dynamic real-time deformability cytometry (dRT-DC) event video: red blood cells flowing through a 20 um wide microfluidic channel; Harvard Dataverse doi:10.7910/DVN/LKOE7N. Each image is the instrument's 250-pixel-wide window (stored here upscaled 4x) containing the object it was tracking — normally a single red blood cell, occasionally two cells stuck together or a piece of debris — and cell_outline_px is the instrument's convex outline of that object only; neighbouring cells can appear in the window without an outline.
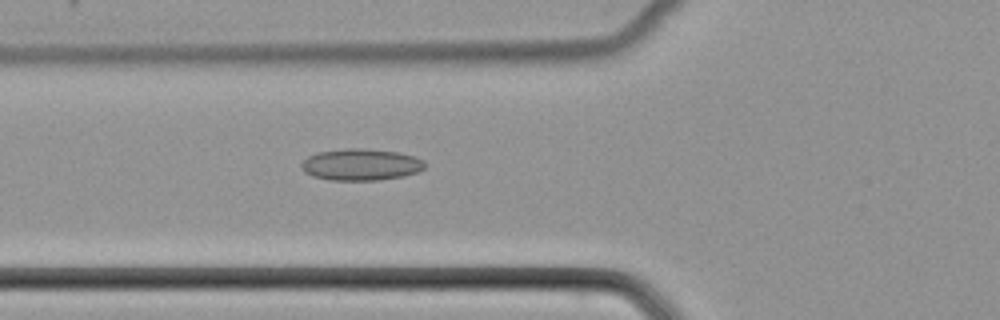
{"species": "common noctule bat (a hibernating species)", "species_latin": "Nyctalus noctula", "temperature_condition": "cold", "stored_images_in_passage": 32, "camera_frame_rate_fps": 3000, "um_per_image_px": 0.085, "animal": {"sex": "female", "body_mass_g": 22.7, "forearm_length_mm": 54.2}, "frame": {"image": 1, "passage_image": 12, "time_ms": 3.667, "image_size_px": [1000, 320], "cell_outline_px": [[424, 168], [420, 172], [404, 176], [376, 180], [332, 180], [312, 176], [304, 172], [300, 168], [300, 164], [308, 156], [316, 152], [344, 148], [364, 148], [400, 152], [416, 156], [424, 160]], "centroid_in_image_um": [30.68, 13.98], "position_along_channel_um": 95.1, "area_um2": 23.12}}
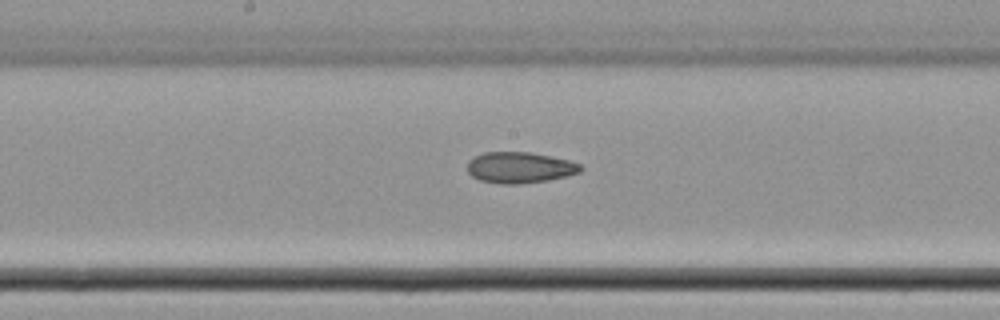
{"frame": {"image": 2, "passage_image": 20, "time_ms": 6.333, "image_size_px": [1000, 320], "cell_outline_px": [[584, 168], [580, 172], [568, 176], [548, 180], [516, 184], [500, 184], [480, 180], [472, 176], [468, 172], [468, 160], [484, 152], [532, 152], [568, 160], [580, 164]], "centroid_in_image_um": [44.19, 14.24], "position_along_channel_um": 204.0, "area_um2": 20.52}}
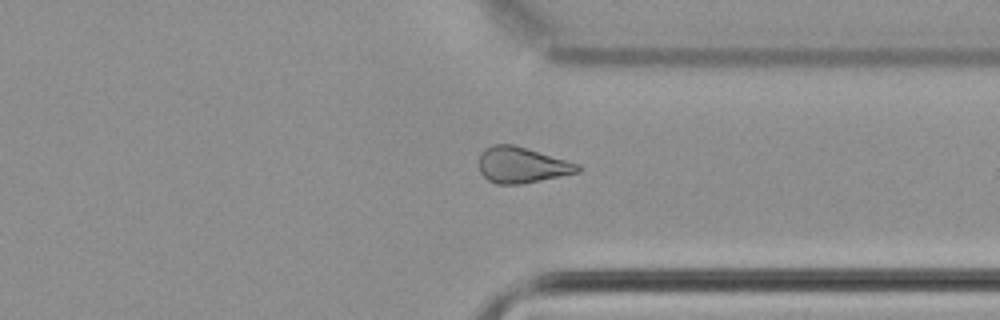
{"frame": {"image": 3, "passage_image": 32, "time_ms": 10.333, "image_size_px": [1000, 320], "cell_outline_px": [[580, 172], [520, 184], [496, 184], [488, 180], [480, 172], [480, 156], [484, 148], [492, 144], [512, 144], [580, 164]], "centroid_in_image_um": [44.34, 14.02], "position_along_channel_um": 367.1, "area_um2": 20.46}}